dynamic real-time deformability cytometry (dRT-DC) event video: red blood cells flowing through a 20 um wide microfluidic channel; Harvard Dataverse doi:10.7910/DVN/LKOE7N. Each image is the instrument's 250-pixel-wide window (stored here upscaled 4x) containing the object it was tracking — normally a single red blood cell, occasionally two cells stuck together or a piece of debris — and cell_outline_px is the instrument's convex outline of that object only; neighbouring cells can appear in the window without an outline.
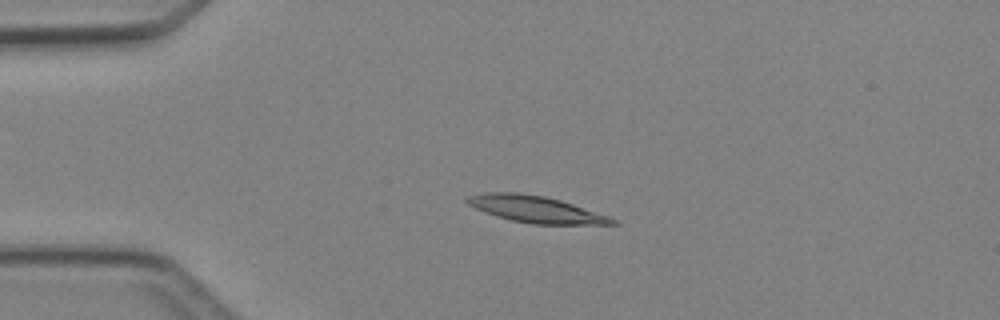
{"species": "Egyptian fruit bat (a non-hibernating species)", "species_latin": "Rousettus aegyptiacus", "temperature_condition": "cold", "stored_images_in_passage": 3, "camera_frame_rate_fps": 3000, "um_per_image_px": 0.085, "animal": {"sex": "female"}, "frame": {"image": 1, "passage_image": 2, "time_ms": 1.333, "image_size_px": [1000, 320], "cell_outline_px": [[620, 224], [532, 224], [512, 220], [496, 216], [476, 208], [468, 204], [464, 200], [464, 196], [488, 192], [520, 192], [544, 196], [560, 200], [608, 216], [616, 220]], "centroid_in_image_um": [45.49, 17.77], "position_along_channel_um": 39.5, "area_um2": 22.37}}